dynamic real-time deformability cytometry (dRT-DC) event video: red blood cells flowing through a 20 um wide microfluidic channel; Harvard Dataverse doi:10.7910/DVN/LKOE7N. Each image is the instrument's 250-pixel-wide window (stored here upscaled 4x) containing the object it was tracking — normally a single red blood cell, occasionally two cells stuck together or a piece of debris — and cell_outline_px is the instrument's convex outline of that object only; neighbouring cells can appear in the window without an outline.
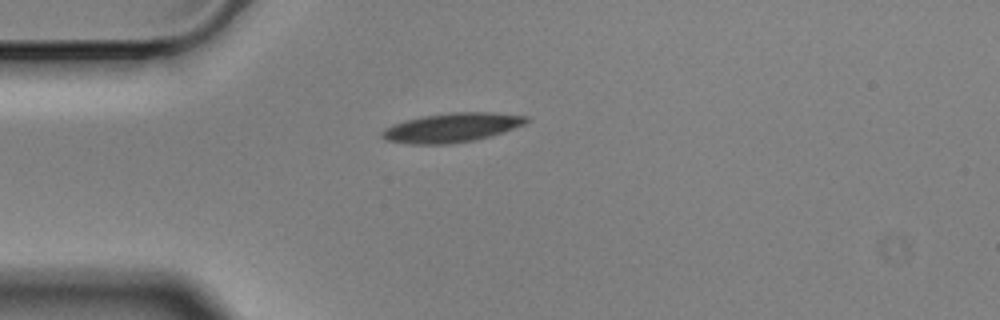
{"species": "Egyptian fruit bat (a non-hibernating species)", "species_latin": "Rousettus aegyptiacus", "temperature_condition": "cold", "stored_images_in_passage": 1, "camera_frame_rate_fps": 3000, "um_per_image_px": 0.085, "animal": {"sex": "male"}, "frame": {"image": 1, "passage_image": 1, "time_ms": 0.0, "image_size_px": [1000, 320], "cell_outline_px": [[528, 120], [524, 124], [504, 132], [492, 136], [476, 140], [448, 144], [412, 144], [388, 140], [380, 136], [380, 132], [392, 124], [404, 120], [424, 116], [452, 112], [492, 112], [528, 116]], "centroid_in_image_um": [38.41, 10.85], "position_along_channel_um": 46.6, "area_um2": 24.57}}